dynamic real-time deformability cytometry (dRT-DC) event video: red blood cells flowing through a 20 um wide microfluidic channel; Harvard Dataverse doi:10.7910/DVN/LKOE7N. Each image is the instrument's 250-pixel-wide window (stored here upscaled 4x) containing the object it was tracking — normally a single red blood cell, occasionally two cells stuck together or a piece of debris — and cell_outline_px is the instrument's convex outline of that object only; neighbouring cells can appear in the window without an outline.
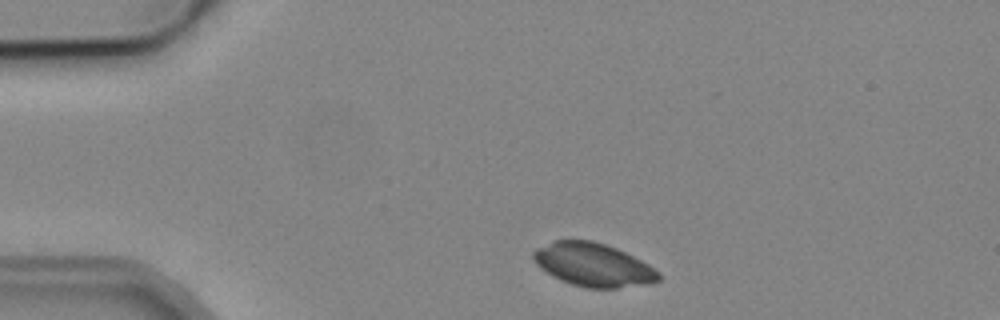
{"species": "common noctule bat (a hibernating species)", "species_latin": "Nyctalus noctula", "temperature_condition": "cold", "stored_images_in_passage": 6, "camera_frame_rate_fps": 3000, "um_per_image_px": 0.085, "animal": {"sex": "male", "body_mass_g": 19.2, "forearm_length_mm": 51.8}, "frame": {"image": 1, "passage_image": 1, "time_ms": 0.0, "image_size_px": [1000, 320], "cell_outline_px": [[660, 280], [652, 284], [616, 288], [584, 288], [560, 280], [552, 276], [540, 268], [536, 264], [532, 256], [532, 252], [536, 248], [552, 240], [592, 240], [616, 248], [648, 264], [660, 272]], "centroid_in_image_um": [50.41, 22.51], "position_along_channel_um": 34.6, "area_um2": 31.85}}